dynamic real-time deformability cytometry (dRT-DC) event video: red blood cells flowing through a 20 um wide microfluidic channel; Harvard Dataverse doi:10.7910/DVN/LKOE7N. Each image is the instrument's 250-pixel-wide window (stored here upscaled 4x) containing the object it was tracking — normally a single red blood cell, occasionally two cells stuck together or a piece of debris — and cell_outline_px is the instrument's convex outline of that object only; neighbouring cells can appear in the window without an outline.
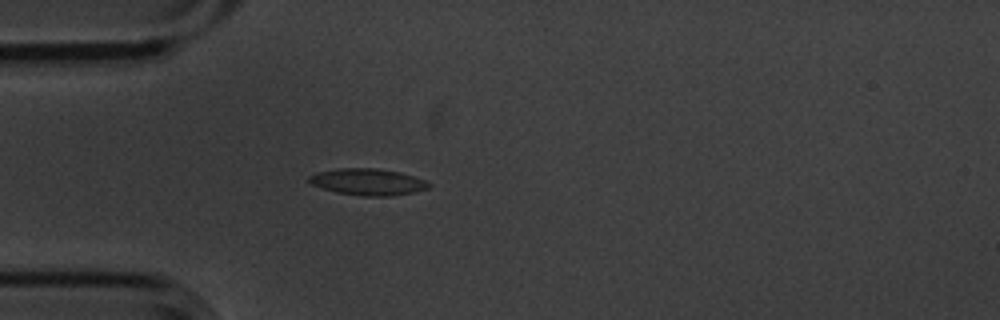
{"species": "common noctule bat (a hibernating species)", "species_latin": "Nyctalus noctula", "temperature_condition": "cold", "stored_images_in_passage": 4, "camera_frame_rate_fps": 3000, "um_per_image_px": 0.085, "animal": {"sex": "male", "body_mass_g": 20.1, "forearm_length_mm": 53.5}, "frame": {"image": 1, "passage_image": 4, "time_ms": 1.0, "image_size_px": [1000, 320], "cell_outline_px": [[432, 184], [428, 188], [412, 192], [392, 196], [360, 196], [336, 192], [312, 184], [308, 180], [308, 176], [320, 172], [340, 168], [376, 168], [400, 172], [424, 180]], "centroid_in_image_um": [31.28, 15.46], "position_along_channel_um": 53.7, "area_um2": 18.32}}